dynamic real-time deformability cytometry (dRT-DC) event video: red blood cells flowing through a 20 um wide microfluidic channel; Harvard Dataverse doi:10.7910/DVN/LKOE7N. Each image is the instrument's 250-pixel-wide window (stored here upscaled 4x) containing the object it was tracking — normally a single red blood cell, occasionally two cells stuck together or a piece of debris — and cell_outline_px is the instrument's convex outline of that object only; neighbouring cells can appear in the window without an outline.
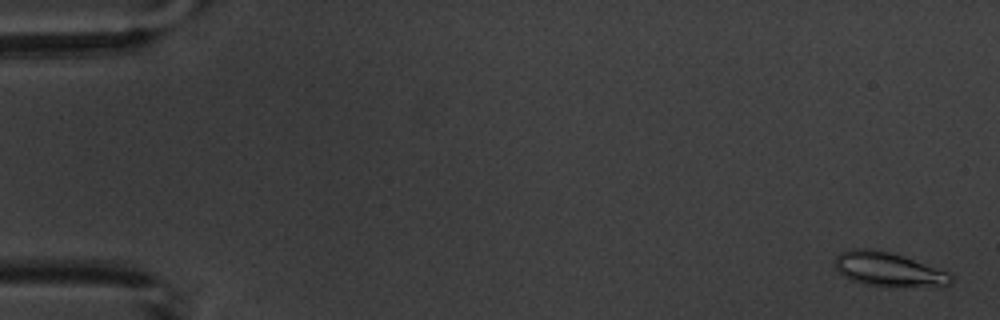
{"species": "common noctule bat (a hibernating species)", "species_latin": "Nyctalus noctula", "temperature_condition": "warm", "stored_images_in_passage": 6, "camera_frame_rate_fps": 3000, "um_per_image_px": 0.085, "animal": {"sex": "male", "body_mass_g": 20.1, "forearm_length_mm": 53.5}, "frame": {"image": 1, "passage_image": 1, "time_ms": 0.0, "image_size_px": [1000, 320], "cell_outline_px": [[952, 280], [944, 288], [940, 288], [868, 284], [852, 280], [844, 276], [836, 268], [836, 256], [840, 252], [852, 248], [868, 248], [888, 252], [904, 256], [948, 272], [952, 276]], "centroid_in_image_um": [75.57, 22.9], "position_along_channel_um": 9.4, "area_um2": 22.89}}
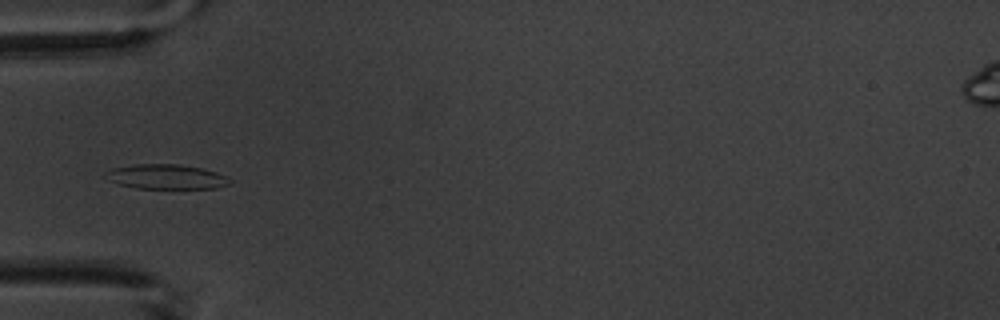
{"frame": {"image": 2, "passage_image": 6, "time_ms": 5.667, "image_size_px": [1000, 320], "cell_outline_px": [[232, 184], [216, 188], [136, 188], [120, 184], [108, 180], [104, 172], [112, 168], [132, 164], [180, 164], [200, 168], [216, 172], [228, 176], [232, 180]], "centroid_in_image_um": [14.16, 15.02], "position_along_channel_um": 70.8, "area_um2": 17.98}}